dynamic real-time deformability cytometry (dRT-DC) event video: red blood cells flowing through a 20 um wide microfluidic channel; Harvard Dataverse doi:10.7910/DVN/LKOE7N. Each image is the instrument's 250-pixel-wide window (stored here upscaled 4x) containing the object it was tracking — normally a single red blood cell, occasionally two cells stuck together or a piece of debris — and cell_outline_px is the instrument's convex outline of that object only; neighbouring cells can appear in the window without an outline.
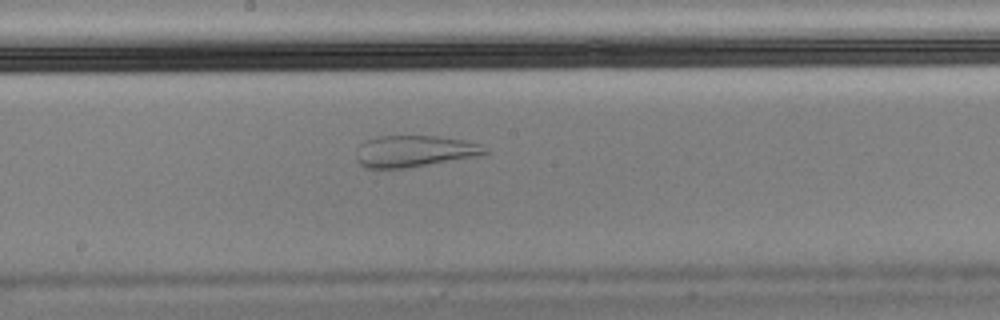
{"species": "Egyptian fruit bat (a non-hibernating species)", "species_latin": "Rousettus aegyptiacus", "temperature_condition": "cold", "stored_images_in_passage": 45, "camera_frame_rate_fps": 3000, "um_per_image_px": 0.085, "animal": {"sex": "male"}, "frame": {"image": 1, "passage_image": 18, "time_ms": 5.667, "image_size_px": [1000, 320], "cell_outline_px": [[488, 152], [484, 156], [404, 168], [364, 168], [356, 160], [356, 156], [360, 144], [364, 140], [376, 136], [436, 136], [464, 140], [480, 144]], "centroid_in_image_um": [35.23, 12.85], "position_along_channel_um": 213.0, "area_um2": 23.87}}
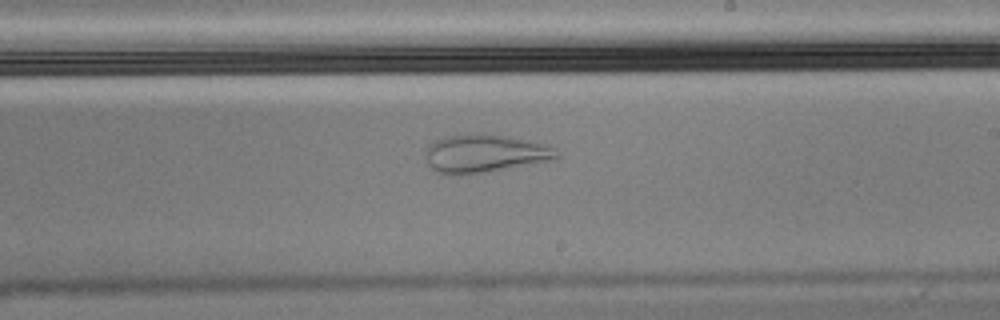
{"frame": {"image": 2, "passage_image": 21, "time_ms": 6.667, "image_size_px": [1000, 320], "cell_outline_px": [[560, 156], [556, 160], [460, 176], [436, 172], [428, 164], [428, 144], [436, 140], [452, 136], [476, 132], [484, 132], [508, 136], [544, 144], [556, 148]], "centroid_in_image_um": [41.26, 13.04], "position_along_channel_um": 247.7, "area_um2": 29.25}}